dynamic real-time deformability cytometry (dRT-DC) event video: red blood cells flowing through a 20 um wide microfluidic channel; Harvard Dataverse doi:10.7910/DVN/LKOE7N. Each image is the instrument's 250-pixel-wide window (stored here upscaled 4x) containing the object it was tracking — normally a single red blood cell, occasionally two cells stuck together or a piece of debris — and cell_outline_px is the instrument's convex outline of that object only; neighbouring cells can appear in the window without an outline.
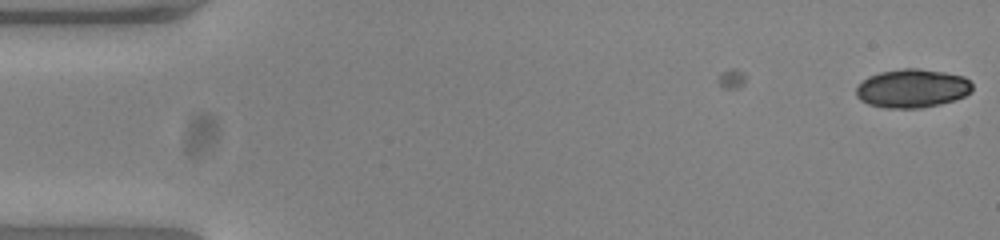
{"species": "common noctule bat (a hibernating species)", "species_latin": "Nyctalus noctula", "temperature_condition": "warm", "stored_images_in_passage": 6, "camera_frame_rate_fps": 3000, "um_per_image_px": 0.085, "animal": {"sex": "female", "body_mass_g": 23.0, "forearm_length_mm": 53.4}, "frame": {"image": 1, "passage_image": 6, "time_ms": 1.667, "image_size_px": [1000, 240], "cell_outline_px": [[972, 92], [964, 96], [940, 104], [920, 108], [884, 108], [868, 104], [860, 100], [856, 96], [856, 88], [868, 76], [880, 72], [904, 68], [916, 68], [944, 72], [964, 76], [972, 84]], "centroid_in_image_um": [77.53, 7.51], "position_along_channel_um": 7.5, "area_um2": 26.13}}